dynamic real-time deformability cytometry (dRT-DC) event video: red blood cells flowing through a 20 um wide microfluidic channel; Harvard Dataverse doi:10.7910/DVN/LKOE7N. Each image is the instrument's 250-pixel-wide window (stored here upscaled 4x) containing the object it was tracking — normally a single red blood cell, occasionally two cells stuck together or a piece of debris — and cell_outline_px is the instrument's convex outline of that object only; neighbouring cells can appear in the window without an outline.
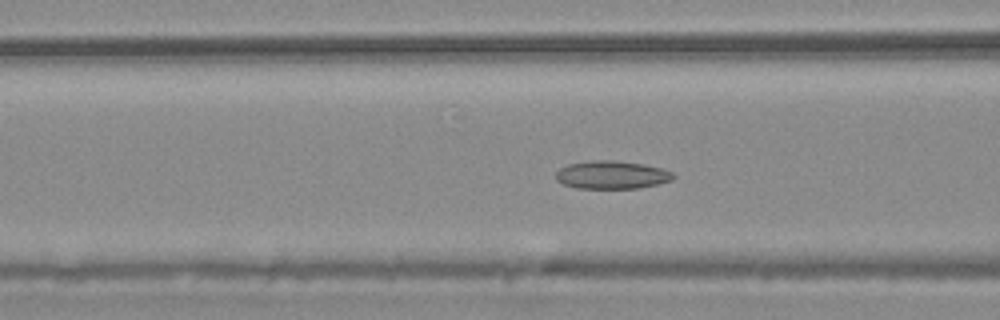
{"species": "common noctule bat (a hibernating species)", "species_latin": "Nyctalus noctula", "temperature_condition": "warm", "stored_images_in_passage": 46, "segment_of_instrument_passage": [1, 2], "camera_frame_rate_fps": 3000, "um_per_image_px": 0.085, "animal": {"sex": "male", "body_mass_g": 20.4}, "frame": {"image": 1, "passage_image": 11, "time_ms": 3.333, "image_size_px": [1000, 320], "cell_outline_px": [[676, 176], [672, 180], [640, 188], [576, 188], [564, 184], [556, 180], [556, 172], [560, 168], [568, 164], [592, 160], [612, 160], [644, 164], [660, 168], [672, 172]], "centroid_in_image_um": [51.99, 14.86], "position_along_channel_um": 114.6, "area_um2": 19.13}}
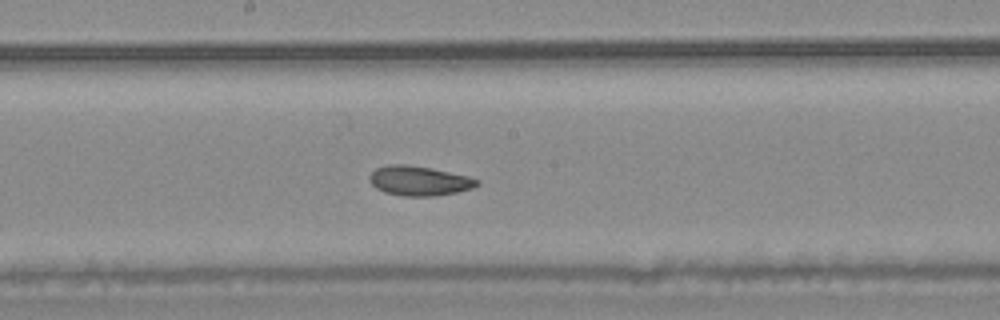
{"frame": {"image": 2, "passage_image": 19, "time_ms": 6.0, "image_size_px": [1000, 320], "cell_outline_px": [[480, 184], [472, 188], [456, 192], [436, 196], [404, 196], [384, 192], [376, 188], [368, 180], [368, 176], [376, 168], [388, 164], [404, 164], [432, 168], [468, 176], [480, 180]], "centroid_in_image_um": [35.62, 15.36], "position_along_channel_um": 212.6, "area_um2": 18.67}}
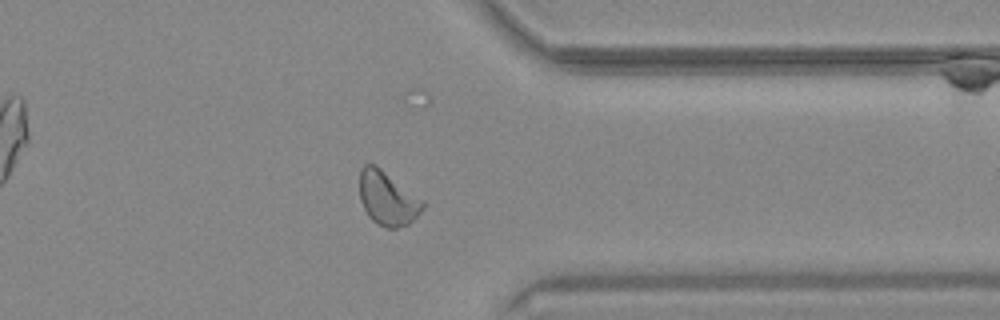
{"frame": {"image": 3, "passage_image": 33, "time_ms": 10.667, "image_size_px": [1000, 320], "cell_outline_px": [[424, 208], [408, 224], [396, 228], [388, 228], [372, 220], [368, 216], [360, 200], [360, 168], [364, 164], [376, 164], [424, 200]], "centroid_in_image_um": [32.94, 16.83], "position_along_channel_um": 378.5, "area_um2": 19.83}}